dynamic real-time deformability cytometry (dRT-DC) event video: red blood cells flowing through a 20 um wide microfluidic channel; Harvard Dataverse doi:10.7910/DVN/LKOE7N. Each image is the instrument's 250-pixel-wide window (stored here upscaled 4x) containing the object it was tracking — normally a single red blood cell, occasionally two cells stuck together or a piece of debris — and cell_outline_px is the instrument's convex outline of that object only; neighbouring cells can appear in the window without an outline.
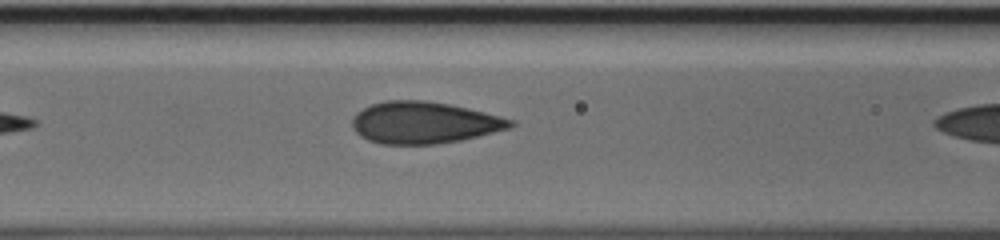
{"species": "human", "species_latin": "Homo sapiens", "temperature_condition": "cold", "stored_images_in_passage": 7, "camera_frame_rate_fps": 3000, "um_per_image_px": 0.085, "donor": {"sex": "male"}, "frame": {"image": 1, "passage_image": 6, "time_ms": 1.667, "image_size_px": [1000, 240], "cell_outline_px": [[516, 124], [508, 128], [460, 140], [436, 144], [380, 144], [368, 140], [360, 136], [352, 128], [352, 116], [356, 112], [372, 104], [384, 100], [424, 100], [448, 104], [468, 108], [516, 120]], "centroid_in_image_um": [36.0, 10.42], "position_along_channel_um": 130.6, "area_um2": 38.49}}